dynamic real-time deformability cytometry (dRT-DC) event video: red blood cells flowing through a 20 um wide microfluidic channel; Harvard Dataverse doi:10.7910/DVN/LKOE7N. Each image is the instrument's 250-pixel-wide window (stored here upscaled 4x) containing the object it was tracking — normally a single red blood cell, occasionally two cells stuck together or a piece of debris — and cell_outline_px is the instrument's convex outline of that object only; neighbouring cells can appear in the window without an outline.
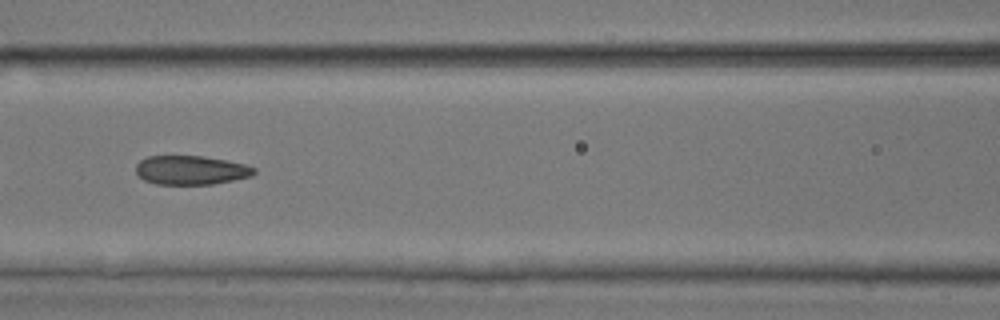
{"species": "common noctule bat (a hibernating species)", "species_latin": "Nyctalus noctula", "temperature_condition": "room temperature", "stored_images_in_passage": 11, "camera_frame_rate_fps": 3000, "um_per_image_px": 0.085, "animal": {"sex": "male", "body_mass_g": 17.9, "forearm_length_mm": 54.2}, "frame": {"image": 1, "passage_image": 8, "time_ms": 2.333, "image_size_px": [1000, 320], "cell_outline_px": [[256, 172], [252, 176], [212, 184], [156, 184], [144, 180], [136, 172], [136, 164], [140, 160], [148, 156], [204, 156], [228, 160], [244, 164], [256, 168]], "centroid_in_image_um": [16.24, 14.45], "position_along_channel_um": 150.4, "area_um2": 20.0}}